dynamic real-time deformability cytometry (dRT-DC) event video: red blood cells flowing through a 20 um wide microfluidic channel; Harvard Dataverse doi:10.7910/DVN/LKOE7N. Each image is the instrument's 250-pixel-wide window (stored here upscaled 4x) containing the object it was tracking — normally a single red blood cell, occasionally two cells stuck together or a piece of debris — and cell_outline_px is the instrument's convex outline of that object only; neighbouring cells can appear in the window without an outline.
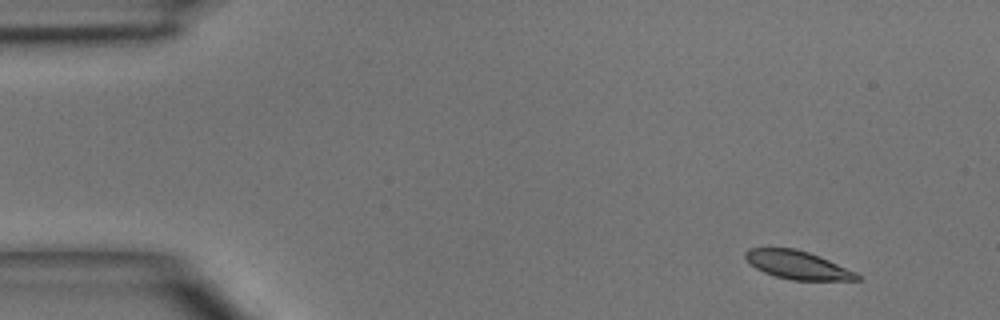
{"species": "common noctule bat (a hibernating species)", "species_latin": "Nyctalus noctula", "temperature_condition": "room temperature", "stored_images_in_passage": 5, "camera_frame_rate_fps": 3000, "um_per_image_px": 0.085, "animal": {"sex": "male", "body_mass_g": 15.6}, "frame": {"image": 1, "passage_image": 1, "time_ms": 0.0, "image_size_px": [1000, 320], "cell_outline_px": [[860, 280], [792, 280], [776, 276], [764, 272], [756, 268], [744, 256], [744, 252], [748, 248], [796, 248], [820, 256], [856, 272], [860, 276]], "centroid_in_image_um": [67.8, 22.51], "position_along_channel_um": 17.2, "area_um2": 18.26}}
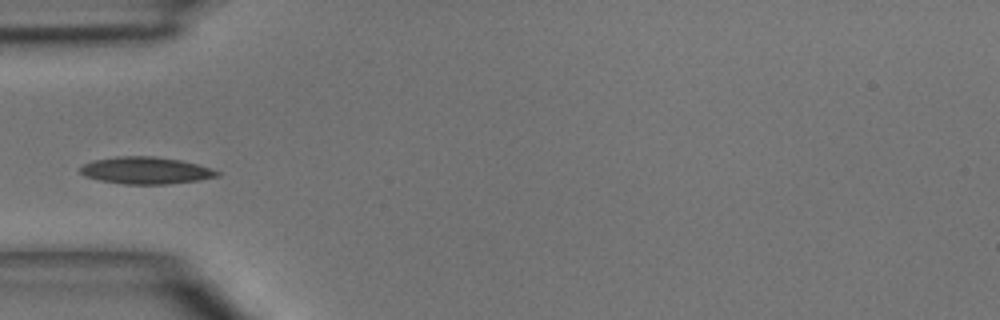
{"frame": {"image": 2, "passage_image": 4, "time_ms": 3.667, "image_size_px": [1000, 320], "cell_outline_px": [[220, 176], [200, 180], [168, 184], [124, 184], [100, 180], [84, 176], [80, 172], [80, 168], [84, 164], [92, 160], [116, 156], [152, 156], [180, 160], [212, 168], [220, 172]], "centroid_in_image_um": [12.4, 14.49], "position_along_channel_um": 72.6, "area_um2": 21.62}}
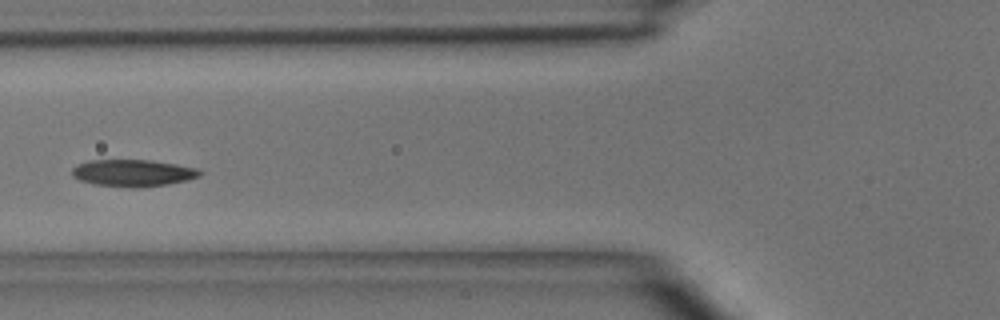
{"frame": {"image": 3, "passage_image": 5, "time_ms": 4.667, "image_size_px": [1000, 320], "cell_outline_px": [[204, 172], [200, 176], [188, 180], [168, 184], [140, 188], [132, 188], [96, 184], [80, 180], [72, 176], [72, 168], [76, 164], [88, 160], [148, 160], [176, 164], [196, 168]], "centroid_in_image_um": [11.3, 14.7], "position_along_channel_um": 114.5, "area_um2": 20.17}}